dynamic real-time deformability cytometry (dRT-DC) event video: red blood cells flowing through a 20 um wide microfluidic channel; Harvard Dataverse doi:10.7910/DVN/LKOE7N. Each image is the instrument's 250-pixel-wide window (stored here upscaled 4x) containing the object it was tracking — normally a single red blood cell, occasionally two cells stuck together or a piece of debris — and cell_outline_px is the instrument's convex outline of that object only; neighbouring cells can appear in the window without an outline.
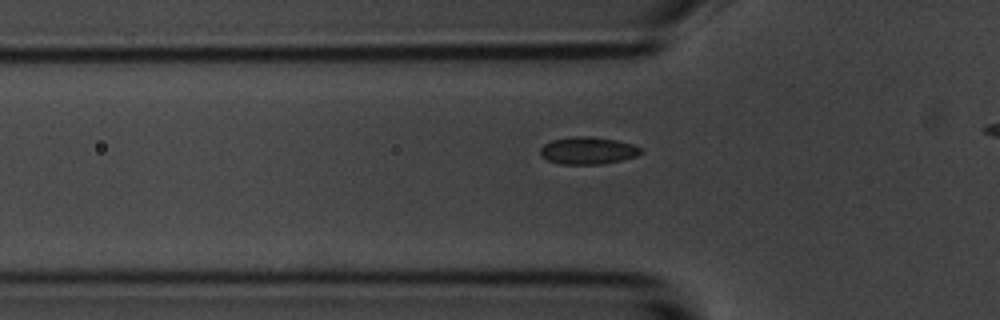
{"species": "common noctule bat (a hibernating species)", "species_latin": "Nyctalus noctula", "temperature_condition": "room temperature", "stored_images_in_passage": 35, "camera_frame_rate_fps": 3000, "um_per_image_px": 0.085, "animal": {"sex": "male", "body_mass_g": 20.1, "forearm_length_mm": 53.5}, "frame": {"image": 1, "passage_image": 7, "time_ms": 2.0, "image_size_px": [1000, 320], "cell_outline_px": [[644, 152], [636, 156], [620, 160], [600, 164], [560, 164], [548, 160], [540, 156], [540, 148], [544, 144], [552, 140], [572, 136], [588, 136], [616, 140], [632, 144], [644, 148]], "centroid_in_image_um": [49.97, 12.79], "position_along_channel_um": 75.8, "area_um2": 16.07}}
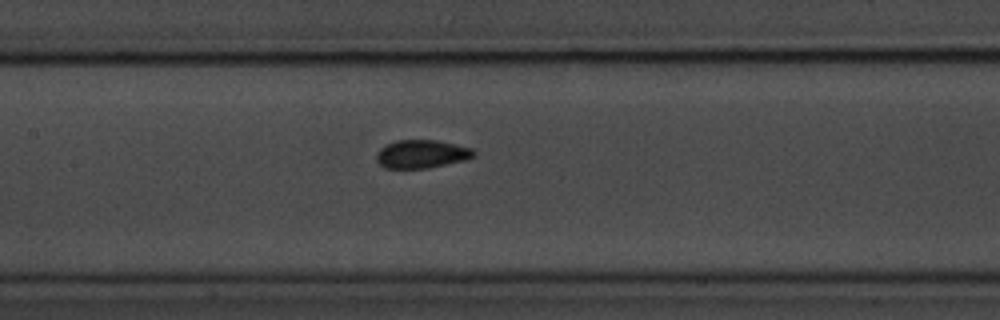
{"frame": {"image": 2, "passage_image": 15, "time_ms": 4.667, "image_size_px": [1000, 320], "cell_outline_px": [[476, 156], [464, 160], [428, 168], [384, 168], [376, 160], [376, 152], [384, 144], [396, 140], [436, 140], [472, 148], [476, 152]], "centroid_in_image_um": [35.81, 13.08], "position_along_channel_um": 171.6, "area_um2": 16.13}}
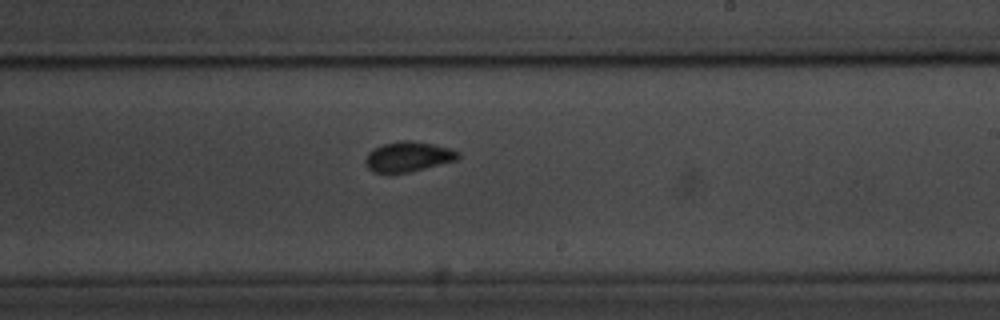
{"frame": {"image": 3, "passage_image": 22, "time_ms": 7.0, "image_size_px": [1000, 320], "cell_outline_px": [[460, 156], [456, 160], [408, 172], [372, 172], [364, 164], [364, 160], [368, 152], [372, 148], [384, 144], [400, 140], [412, 140], [432, 144], [448, 148], [460, 152]], "centroid_in_image_um": [34.65, 13.3], "position_along_channel_um": 254.4, "area_um2": 16.13}}